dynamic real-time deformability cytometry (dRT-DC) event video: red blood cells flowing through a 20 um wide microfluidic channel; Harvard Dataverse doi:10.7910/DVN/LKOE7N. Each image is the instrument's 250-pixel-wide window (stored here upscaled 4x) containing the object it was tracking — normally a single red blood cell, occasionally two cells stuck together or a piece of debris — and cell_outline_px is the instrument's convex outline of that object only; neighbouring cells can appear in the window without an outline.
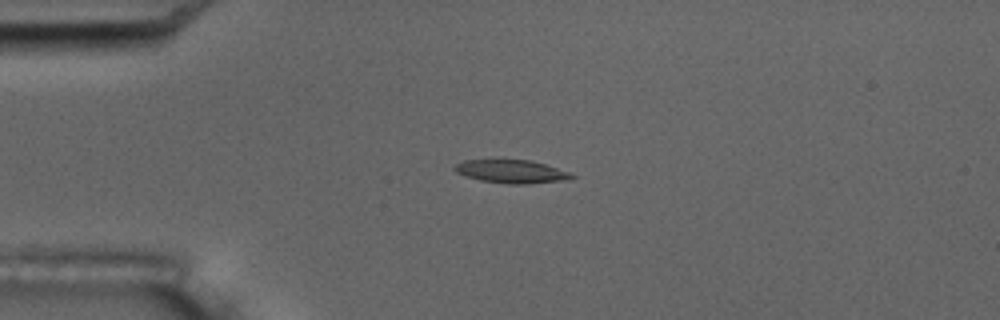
{"species": "common noctule bat (a hibernating species)", "species_latin": "Nyctalus noctula", "temperature_condition": "room temperature", "stored_images_in_passage": 6, "camera_frame_rate_fps": 3000, "um_per_image_px": 0.085, "animal": {"sex": "male", "body_mass_g": 17.5, "forearm_length_mm": 52.3}, "frame": {"image": 1, "passage_image": 5, "time_ms": 4.667, "image_size_px": [1000, 320], "cell_outline_px": [[576, 176], [572, 180], [528, 184], [508, 184], [480, 180], [456, 172], [452, 168], [456, 164], [464, 160], [532, 160], [568, 172]], "centroid_in_image_um": [43.51, 14.59], "position_along_channel_um": 41.5, "area_um2": 15.84}}